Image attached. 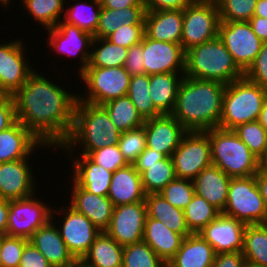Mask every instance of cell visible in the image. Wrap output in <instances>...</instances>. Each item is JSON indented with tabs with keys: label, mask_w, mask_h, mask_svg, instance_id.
<instances>
[{
	"label": "cell",
	"mask_w": 267,
	"mask_h": 267,
	"mask_svg": "<svg viewBox=\"0 0 267 267\" xmlns=\"http://www.w3.org/2000/svg\"><path fill=\"white\" fill-rule=\"evenodd\" d=\"M141 174L142 187L145 194L159 193L173 179L176 178L174 164L171 157L152 164H133Z\"/></svg>",
	"instance_id": "cell-34"
},
{
	"label": "cell",
	"mask_w": 267,
	"mask_h": 267,
	"mask_svg": "<svg viewBox=\"0 0 267 267\" xmlns=\"http://www.w3.org/2000/svg\"><path fill=\"white\" fill-rule=\"evenodd\" d=\"M164 157L162 153L146 147L133 164H152Z\"/></svg>",
	"instance_id": "cell-57"
},
{
	"label": "cell",
	"mask_w": 267,
	"mask_h": 267,
	"mask_svg": "<svg viewBox=\"0 0 267 267\" xmlns=\"http://www.w3.org/2000/svg\"><path fill=\"white\" fill-rule=\"evenodd\" d=\"M9 213V200L0 197V237L6 235Z\"/></svg>",
	"instance_id": "cell-59"
},
{
	"label": "cell",
	"mask_w": 267,
	"mask_h": 267,
	"mask_svg": "<svg viewBox=\"0 0 267 267\" xmlns=\"http://www.w3.org/2000/svg\"><path fill=\"white\" fill-rule=\"evenodd\" d=\"M244 76L257 85L267 89V43H263L252 65Z\"/></svg>",
	"instance_id": "cell-50"
},
{
	"label": "cell",
	"mask_w": 267,
	"mask_h": 267,
	"mask_svg": "<svg viewBox=\"0 0 267 267\" xmlns=\"http://www.w3.org/2000/svg\"><path fill=\"white\" fill-rule=\"evenodd\" d=\"M29 239L4 235L0 237L1 267H19L21 256Z\"/></svg>",
	"instance_id": "cell-47"
},
{
	"label": "cell",
	"mask_w": 267,
	"mask_h": 267,
	"mask_svg": "<svg viewBox=\"0 0 267 267\" xmlns=\"http://www.w3.org/2000/svg\"><path fill=\"white\" fill-rule=\"evenodd\" d=\"M218 37L244 73L252 65L264 43L252 31L248 21L220 22Z\"/></svg>",
	"instance_id": "cell-13"
},
{
	"label": "cell",
	"mask_w": 267,
	"mask_h": 267,
	"mask_svg": "<svg viewBox=\"0 0 267 267\" xmlns=\"http://www.w3.org/2000/svg\"><path fill=\"white\" fill-rule=\"evenodd\" d=\"M88 157L105 169L114 172L118 168L125 167L127 162L124 160L118 145H106L100 149L92 151Z\"/></svg>",
	"instance_id": "cell-48"
},
{
	"label": "cell",
	"mask_w": 267,
	"mask_h": 267,
	"mask_svg": "<svg viewBox=\"0 0 267 267\" xmlns=\"http://www.w3.org/2000/svg\"><path fill=\"white\" fill-rule=\"evenodd\" d=\"M48 47L56 54H62V56H77L80 60L78 62L79 75L88 65L91 56V44L93 35L83 29L68 24L61 20L55 27L46 29ZM64 54V55H63ZM79 55V56H78Z\"/></svg>",
	"instance_id": "cell-15"
},
{
	"label": "cell",
	"mask_w": 267,
	"mask_h": 267,
	"mask_svg": "<svg viewBox=\"0 0 267 267\" xmlns=\"http://www.w3.org/2000/svg\"><path fill=\"white\" fill-rule=\"evenodd\" d=\"M255 178L260 194L263 197L265 209L267 212V174L257 172L255 174Z\"/></svg>",
	"instance_id": "cell-60"
},
{
	"label": "cell",
	"mask_w": 267,
	"mask_h": 267,
	"mask_svg": "<svg viewBox=\"0 0 267 267\" xmlns=\"http://www.w3.org/2000/svg\"><path fill=\"white\" fill-rule=\"evenodd\" d=\"M118 146L127 164H133L146 148V131L144 126L122 132Z\"/></svg>",
	"instance_id": "cell-46"
},
{
	"label": "cell",
	"mask_w": 267,
	"mask_h": 267,
	"mask_svg": "<svg viewBox=\"0 0 267 267\" xmlns=\"http://www.w3.org/2000/svg\"><path fill=\"white\" fill-rule=\"evenodd\" d=\"M247 263L242 252L218 253L212 267H246Z\"/></svg>",
	"instance_id": "cell-55"
},
{
	"label": "cell",
	"mask_w": 267,
	"mask_h": 267,
	"mask_svg": "<svg viewBox=\"0 0 267 267\" xmlns=\"http://www.w3.org/2000/svg\"><path fill=\"white\" fill-rule=\"evenodd\" d=\"M220 21H249L254 16L257 0H218Z\"/></svg>",
	"instance_id": "cell-44"
},
{
	"label": "cell",
	"mask_w": 267,
	"mask_h": 267,
	"mask_svg": "<svg viewBox=\"0 0 267 267\" xmlns=\"http://www.w3.org/2000/svg\"><path fill=\"white\" fill-rule=\"evenodd\" d=\"M222 214L247 225L267 224V212L255 175L231 178Z\"/></svg>",
	"instance_id": "cell-8"
},
{
	"label": "cell",
	"mask_w": 267,
	"mask_h": 267,
	"mask_svg": "<svg viewBox=\"0 0 267 267\" xmlns=\"http://www.w3.org/2000/svg\"><path fill=\"white\" fill-rule=\"evenodd\" d=\"M254 16L267 18V0H257Z\"/></svg>",
	"instance_id": "cell-61"
},
{
	"label": "cell",
	"mask_w": 267,
	"mask_h": 267,
	"mask_svg": "<svg viewBox=\"0 0 267 267\" xmlns=\"http://www.w3.org/2000/svg\"><path fill=\"white\" fill-rule=\"evenodd\" d=\"M86 90L78 100L95 105L127 95L131 75L124 67H86L79 75Z\"/></svg>",
	"instance_id": "cell-7"
},
{
	"label": "cell",
	"mask_w": 267,
	"mask_h": 267,
	"mask_svg": "<svg viewBox=\"0 0 267 267\" xmlns=\"http://www.w3.org/2000/svg\"><path fill=\"white\" fill-rule=\"evenodd\" d=\"M36 71L13 95L16 120L42 143L57 149L72 131L78 94Z\"/></svg>",
	"instance_id": "cell-1"
},
{
	"label": "cell",
	"mask_w": 267,
	"mask_h": 267,
	"mask_svg": "<svg viewBox=\"0 0 267 267\" xmlns=\"http://www.w3.org/2000/svg\"><path fill=\"white\" fill-rule=\"evenodd\" d=\"M58 208H52L51 221L57 226L61 238L73 257L82 259L101 231L85 215L75 211L69 205ZM56 213L58 217L63 218H59L61 223L54 219Z\"/></svg>",
	"instance_id": "cell-10"
},
{
	"label": "cell",
	"mask_w": 267,
	"mask_h": 267,
	"mask_svg": "<svg viewBox=\"0 0 267 267\" xmlns=\"http://www.w3.org/2000/svg\"><path fill=\"white\" fill-rule=\"evenodd\" d=\"M120 135L121 132L102 105L77 100L72 131L59 149L66 151L68 155H74L81 147L79 154L88 156L103 146L118 145Z\"/></svg>",
	"instance_id": "cell-3"
},
{
	"label": "cell",
	"mask_w": 267,
	"mask_h": 267,
	"mask_svg": "<svg viewBox=\"0 0 267 267\" xmlns=\"http://www.w3.org/2000/svg\"><path fill=\"white\" fill-rule=\"evenodd\" d=\"M176 178L193 180L212 165L211 144L205 131H188L172 153Z\"/></svg>",
	"instance_id": "cell-11"
},
{
	"label": "cell",
	"mask_w": 267,
	"mask_h": 267,
	"mask_svg": "<svg viewBox=\"0 0 267 267\" xmlns=\"http://www.w3.org/2000/svg\"><path fill=\"white\" fill-rule=\"evenodd\" d=\"M159 194L172 206L184 210L195 192L192 180L175 178Z\"/></svg>",
	"instance_id": "cell-45"
},
{
	"label": "cell",
	"mask_w": 267,
	"mask_h": 267,
	"mask_svg": "<svg viewBox=\"0 0 267 267\" xmlns=\"http://www.w3.org/2000/svg\"><path fill=\"white\" fill-rule=\"evenodd\" d=\"M101 6L109 9H123L131 6H144L143 0H105Z\"/></svg>",
	"instance_id": "cell-58"
},
{
	"label": "cell",
	"mask_w": 267,
	"mask_h": 267,
	"mask_svg": "<svg viewBox=\"0 0 267 267\" xmlns=\"http://www.w3.org/2000/svg\"><path fill=\"white\" fill-rule=\"evenodd\" d=\"M198 1L217 2L218 0H198Z\"/></svg>",
	"instance_id": "cell-66"
},
{
	"label": "cell",
	"mask_w": 267,
	"mask_h": 267,
	"mask_svg": "<svg viewBox=\"0 0 267 267\" xmlns=\"http://www.w3.org/2000/svg\"><path fill=\"white\" fill-rule=\"evenodd\" d=\"M267 98V89L245 76L225 87L219 128L233 130L238 125L256 121Z\"/></svg>",
	"instance_id": "cell-5"
},
{
	"label": "cell",
	"mask_w": 267,
	"mask_h": 267,
	"mask_svg": "<svg viewBox=\"0 0 267 267\" xmlns=\"http://www.w3.org/2000/svg\"><path fill=\"white\" fill-rule=\"evenodd\" d=\"M146 217L145 202L116 206L105 233L123 247L142 241Z\"/></svg>",
	"instance_id": "cell-16"
},
{
	"label": "cell",
	"mask_w": 267,
	"mask_h": 267,
	"mask_svg": "<svg viewBox=\"0 0 267 267\" xmlns=\"http://www.w3.org/2000/svg\"><path fill=\"white\" fill-rule=\"evenodd\" d=\"M184 76L227 85L244 77V72L237 66L223 41L217 36L185 52Z\"/></svg>",
	"instance_id": "cell-4"
},
{
	"label": "cell",
	"mask_w": 267,
	"mask_h": 267,
	"mask_svg": "<svg viewBox=\"0 0 267 267\" xmlns=\"http://www.w3.org/2000/svg\"><path fill=\"white\" fill-rule=\"evenodd\" d=\"M114 207L135 202H145L141 174L133 164L118 168L113 172L108 196Z\"/></svg>",
	"instance_id": "cell-25"
},
{
	"label": "cell",
	"mask_w": 267,
	"mask_h": 267,
	"mask_svg": "<svg viewBox=\"0 0 267 267\" xmlns=\"http://www.w3.org/2000/svg\"><path fill=\"white\" fill-rule=\"evenodd\" d=\"M233 131L257 158L267 148V130L258 120L240 124Z\"/></svg>",
	"instance_id": "cell-43"
},
{
	"label": "cell",
	"mask_w": 267,
	"mask_h": 267,
	"mask_svg": "<svg viewBox=\"0 0 267 267\" xmlns=\"http://www.w3.org/2000/svg\"><path fill=\"white\" fill-rule=\"evenodd\" d=\"M216 253L214 248L199 234L186 236L167 267H212Z\"/></svg>",
	"instance_id": "cell-28"
},
{
	"label": "cell",
	"mask_w": 267,
	"mask_h": 267,
	"mask_svg": "<svg viewBox=\"0 0 267 267\" xmlns=\"http://www.w3.org/2000/svg\"><path fill=\"white\" fill-rule=\"evenodd\" d=\"M15 102L12 95L0 94V132L16 122Z\"/></svg>",
	"instance_id": "cell-52"
},
{
	"label": "cell",
	"mask_w": 267,
	"mask_h": 267,
	"mask_svg": "<svg viewBox=\"0 0 267 267\" xmlns=\"http://www.w3.org/2000/svg\"><path fill=\"white\" fill-rule=\"evenodd\" d=\"M145 74L184 73L185 51L181 43L162 42L143 36Z\"/></svg>",
	"instance_id": "cell-17"
},
{
	"label": "cell",
	"mask_w": 267,
	"mask_h": 267,
	"mask_svg": "<svg viewBox=\"0 0 267 267\" xmlns=\"http://www.w3.org/2000/svg\"><path fill=\"white\" fill-rule=\"evenodd\" d=\"M252 31L264 42L267 43V18L253 16L249 21Z\"/></svg>",
	"instance_id": "cell-56"
},
{
	"label": "cell",
	"mask_w": 267,
	"mask_h": 267,
	"mask_svg": "<svg viewBox=\"0 0 267 267\" xmlns=\"http://www.w3.org/2000/svg\"><path fill=\"white\" fill-rule=\"evenodd\" d=\"M194 0H143L146 11L184 10Z\"/></svg>",
	"instance_id": "cell-54"
},
{
	"label": "cell",
	"mask_w": 267,
	"mask_h": 267,
	"mask_svg": "<svg viewBox=\"0 0 267 267\" xmlns=\"http://www.w3.org/2000/svg\"><path fill=\"white\" fill-rule=\"evenodd\" d=\"M68 205L85 215L101 232L108 228L114 205L107 196L93 194L80 187L73 179Z\"/></svg>",
	"instance_id": "cell-21"
},
{
	"label": "cell",
	"mask_w": 267,
	"mask_h": 267,
	"mask_svg": "<svg viewBox=\"0 0 267 267\" xmlns=\"http://www.w3.org/2000/svg\"><path fill=\"white\" fill-rule=\"evenodd\" d=\"M182 25L183 10L146 11L144 34L152 40L180 43Z\"/></svg>",
	"instance_id": "cell-27"
},
{
	"label": "cell",
	"mask_w": 267,
	"mask_h": 267,
	"mask_svg": "<svg viewBox=\"0 0 267 267\" xmlns=\"http://www.w3.org/2000/svg\"><path fill=\"white\" fill-rule=\"evenodd\" d=\"M230 180V176L212 164L192 180L195 195L204 198L222 213L227 202Z\"/></svg>",
	"instance_id": "cell-26"
},
{
	"label": "cell",
	"mask_w": 267,
	"mask_h": 267,
	"mask_svg": "<svg viewBox=\"0 0 267 267\" xmlns=\"http://www.w3.org/2000/svg\"><path fill=\"white\" fill-rule=\"evenodd\" d=\"M38 193L16 200H9L6 235L29 239L39 228L51 220L53 207L37 199Z\"/></svg>",
	"instance_id": "cell-12"
},
{
	"label": "cell",
	"mask_w": 267,
	"mask_h": 267,
	"mask_svg": "<svg viewBox=\"0 0 267 267\" xmlns=\"http://www.w3.org/2000/svg\"><path fill=\"white\" fill-rule=\"evenodd\" d=\"M14 0H0V5L7 8V6H9V4H11Z\"/></svg>",
	"instance_id": "cell-65"
},
{
	"label": "cell",
	"mask_w": 267,
	"mask_h": 267,
	"mask_svg": "<svg viewBox=\"0 0 267 267\" xmlns=\"http://www.w3.org/2000/svg\"><path fill=\"white\" fill-rule=\"evenodd\" d=\"M127 96L144 120L162 115L154 107L153 101L150 98L148 74L131 76Z\"/></svg>",
	"instance_id": "cell-40"
},
{
	"label": "cell",
	"mask_w": 267,
	"mask_h": 267,
	"mask_svg": "<svg viewBox=\"0 0 267 267\" xmlns=\"http://www.w3.org/2000/svg\"><path fill=\"white\" fill-rule=\"evenodd\" d=\"M257 172L267 174V148L257 159Z\"/></svg>",
	"instance_id": "cell-62"
},
{
	"label": "cell",
	"mask_w": 267,
	"mask_h": 267,
	"mask_svg": "<svg viewBox=\"0 0 267 267\" xmlns=\"http://www.w3.org/2000/svg\"><path fill=\"white\" fill-rule=\"evenodd\" d=\"M29 242L38 249L52 267H69L75 260L60 236L57 226L50 220L39 228Z\"/></svg>",
	"instance_id": "cell-24"
},
{
	"label": "cell",
	"mask_w": 267,
	"mask_h": 267,
	"mask_svg": "<svg viewBox=\"0 0 267 267\" xmlns=\"http://www.w3.org/2000/svg\"><path fill=\"white\" fill-rule=\"evenodd\" d=\"M247 224L220 213L199 234L214 248L216 254L242 252Z\"/></svg>",
	"instance_id": "cell-19"
},
{
	"label": "cell",
	"mask_w": 267,
	"mask_h": 267,
	"mask_svg": "<svg viewBox=\"0 0 267 267\" xmlns=\"http://www.w3.org/2000/svg\"><path fill=\"white\" fill-rule=\"evenodd\" d=\"M69 267H94L86 263L83 259H75Z\"/></svg>",
	"instance_id": "cell-64"
},
{
	"label": "cell",
	"mask_w": 267,
	"mask_h": 267,
	"mask_svg": "<svg viewBox=\"0 0 267 267\" xmlns=\"http://www.w3.org/2000/svg\"><path fill=\"white\" fill-rule=\"evenodd\" d=\"M185 237L171 231L161 221L146 217L143 241L167 264L179 250Z\"/></svg>",
	"instance_id": "cell-29"
},
{
	"label": "cell",
	"mask_w": 267,
	"mask_h": 267,
	"mask_svg": "<svg viewBox=\"0 0 267 267\" xmlns=\"http://www.w3.org/2000/svg\"><path fill=\"white\" fill-rule=\"evenodd\" d=\"M146 147L171 157L188 132L171 114L145 120Z\"/></svg>",
	"instance_id": "cell-20"
},
{
	"label": "cell",
	"mask_w": 267,
	"mask_h": 267,
	"mask_svg": "<svg viewBox=\"0 0 267 267\" xmlns=\"http://www.w3.org/2000/svg\"><path fill=\"white\" fill-rule=\"evenodd\" d=\"M184 73H160L149 76V93L154 107L161 114H171Z\"/></svg>",
	"instance_id": "cell-30"
},
{
	"label": "cell",
	"mask_w": 267,
	"mask_h": 267,
	"mask_svg": "<svg viewBox=\"0 0 267 267\" xmlns=\"http://www.w3.org/2000/svg\"><path fill=\"white\" fill-rule=\"evenodd\" d=\"M257 120L267 130V98L263 102L262 110Z\"/></svg>",
	"instance_id": "cell-63"
},
{
	"label": "cell",
	"mask_w": 267,
	"mask_h": 267,
	"mask_svg": "<svg viewBox=\"0 0 267 267\" xmlns=\"http://www.w3.org/2000/svg\"><path fill=\"white\" fill-rule=\"evenodd\" d=\"M51 147L42 143L30 130L16 121L8 129L0 132V163L30 159L37 149ZM33 152V153H32ZM30 157V158H29Z\"/></svg>",
	"instance_id": "cell-22"
},
{
	"label": "cell",
	"mask_w": 267,
	"mask_h": 267,
	"mask_svg": "<svg viewBox=\"0 0 267 267\" xmlns=\"http://www.w3.org/2000/svg\"><path fill=\"white\" fill-rule=\"evenodd\" d=\"M145 203L148 217L161 221L171 231L184 237L192 234L186 224L184 210L172 206L159 193L147 194Z\"/></svg>",
	"instance_id": "cell-31"
},
{
	"label": "cell",
	"mask_w": 267,
	"mask_h": 267,
	"mask_svg": "<svg viewBox=\"0 0 267 267\" xmlns=\"http://www.w3.org/2000/svg\"><path fill=\"white\" fill-rule=\"evenodd\" d=\"M128 48L116 45L106 38H93L87 67H124Z\"/></svg>",
	"instance_id": "cell-39"
},
{
	"label": "cell",
	"mask_w": 267,
	"mask_h": 267,
	"mask_svg": "<svg viewBox=\"0 0 267 267\" xmlns=\"http://www.w3.org/2000/svg\"><path fill=\"white\" fill-rule=\"evenodd\" d=\"M144 6H131L123 9L103 8L94 38H106L122 25H144Z\"/></svg>",
	"instance_id": "cell-32"
},
{
	"label": "cell",
	"mask_w": 267,
	"mask_h": 267,
	"mask_svg": "<svg viewBox=\"0 0 267 267\" xmlns=\"http://www.w3.org/2000/svg\"><path fill=\"white\" fill-rule=\"evenodd\" d=\"M71 156V157H70ZM73 165L71 178L85 190L100 196H108L113 172L92 161L87 155H68Z\"/></svg>",
	"instance_id": "cell-23"
},
{
	"label": "cell",
	"mask_w": 267,
	"mask_h": 267,
	"mask_svg": "<svg viewBox=\"0 0 267 267\" xmlns=\"http://www.w3.org/2000/svg\"><path fill=\"white\" fill-rule=\"evenodd\" d=\"M122 258L123 246L100 232L82 259L94 267H122Z\"/></svg>",
	"instance_id": "cell-33"
},
{
	"label": "cell",
	"mask_w": 267,
	"mask_h": 267,
	"mask_svg": "<svg viewBox=\"0 0 267 267\" xmlns=\"http://www.w3.org/2000/svg\"><path fill=\"white\" fill-rule=\"evenodd\" d=\"M143 38L138 44L128 48L126 62L124 65L125 70L131 75L145 74V67L143 64Z\"/></svg>",
	"instance_id": "cell-51"
},
{
	"label": "cell",
	"mask_w": 267,
	"mask_h": 267,
	"mask_svg": "<svg viewBox=\"0 0 267 267\" xmlns=\"http://www.w3.org/2000/svg\"><path fill=\"white\" fill-rule=\"evenodd\" d=\"M80 1L78 0V3L75 2L70 7L67 5L68 1L66 2L62 20L94 35L99 23L102 6L96 0H90V2L86 0Z\"/></svg>",
	"instance_id": "cell-37"
},
{
	"label": "cell",
	"mask_w": 267,
	"mask_h": 267,
	"mask_svg": "<svg viewBox=\"0 0 267 267\" xmlns=\"http://www.w3.org/2000/svg\"><path fill=\"white\" fill-rule=\"evenodd\" d=\"M30 159L0 163V197L7 200L27 198L35 193L37 182ZM35 176V177H34Z\"/></svg>",
	"instance_id": "cell-18"
},
{
	"label": "cell",
	"mask_w": 267,
	"mask_h": 267,
	"mask_svg": "<svg viewBox=\"0 0 267 267\" xmlns=\"http://www.w3.org/2000/svg\"><path fill=\"white\" fill-rule=\"evenodd\" d=\"M144 25H122L106 37L113 44L130 48L142 41Z\"/></svg>",
	"instance_id": "cell-49"
},
{
	"label": "cell",
	"mask_w": 267,
	"mask_h": 267,
	"mask_svg": "<svg viewBox=\"0 0 267 267\" xmlns=\"http://www.w3.org/2000/svg\"><path fill=\"white\" fill-rule=\"evenodd\" d=\"M246 267H259V266H255V265H252V264H247Z\"/></svg>",
	"instance_id": "cell-67"
},
{
	"label": "cell",
	"mask_w": 267,
	"mask_h": 267,
	"mask_svg": "<svg viewBox=\"0 0 267 267\" xmlns=\"http://www.w3.org/2000/svg\"><path fill=\"white\" fill-rule=\"evenodd\" d=\"M0 267H1V246H0Z\"/></svg>",
	"instance_id": "cell-69"
},
{
	"label": "cell",
	"mask_w": 267,
	"mask_h": 267,
	"mask_svg": "<svg viewBox=\"0 0 267 267\" xmlns=\"http://www.w3.org/2000/svg\"><path fill=\"white\" fill-rule=\"evenodd\" d=\"M19 267H52L47 259L34 247L30 242H28L25 247L23 254L21 256Z\"/></svg>",
	"instance_id": "cell-53"
},
{
	"label": "cell",
	"mask_w": 267,
	"mask_h": 267,
	"mask_svg": "<svg viewBox=\"0 0 267 267\" xmlns=\"http://www.w3.org/2000/svg\"><path fill=\"white\" fill-rule=\"evenodd\" d=\"M211 144L212 164L231 178L257 173V157L233 130L219 127L205 131Z\"/></svg>",
	"instance_id": "cell-6"
},
{
	"label": "cell",
	"mask_w": 267,
	"mask_h": 267,
	"mask_svg": "<svg viewBox=\"0 0 267 267\" xmlns=\"http://www.w3.org/2000/svg\"><path fill=\"white\" fill-rule=\"evenodd\" d=\"M226 85L184 76L171 115L187 131H208L219 127Z\"/></svg>",
	"instance_id": "cell-2"
},
{
	"label": "cell",
	"mask_w": 267,
	"mask_h": 267,
	"mask_svg": "<svg viewBox=\"0 0 267 267\" xmlns=\"http://www.w3.org/2000/svg\"><path fill=\"white\" fill-rule=\"evenodd\" d=\"M102 106L121 133L142 127L145 123V120L127 95L110 100Z\"/></svg>",
	"instance_id": "cell-36"
},
{
	"label": "cell",
	"mask_w": 267,
	"mask_h": 267,
	"mask_svg": "<svg viewBox=\"0 0 267 267\" xmlns=\"http://www.w3.org/2000/svg\"><path fill=\"white\" fill-rule=\"evenodd\" d=\"M220 22L216 2L194 0L183 10L180 43L184 51L216 38Z\"/></svg>",
	"instance_id": "cell-9"
},
{
	"label": "cell",
	"mask_w": 267,
	"mask_h": 267,
	"mask_svg": "<svg viewBox=\"0 0 267 267\" xmlns=\"http://www.w3.org/2000/svg\"><path fill=\"white\" fill-rule=\"evenodd\" d=\"M96 1L102 4L105 0H96Z\"/></svg>",
	"instance_id": "cell-68"
},
{
	"label": "cell",
	"mask_w": 267,
	"mask_h": 267,
	"mask_svg": "<svg viewBox=\"0 0 267 267\" xmlns=\"http://www.w3.org/2000/svg\"><path fill=\"white\" fill-rule=\"evenodd\" d=\"M242 253L247 264L267 267V224L246 226Z\"/></svg>",
	"instance_id": "cell-35"
},
{
	"label": "cell",
	"mask_w": 267,
	"mask_h": 267,
	"mask_svg": "<svg viewBox=\"0 0 267 267\" xmlns=\"http://www.w3.org/2000/svg\"><path fill=\"white\" fill-rule=\"evenodd\" d=\"M122 267H167V265L142 240L123 247Z\"/></svg>",
	"instance_id": "cell-42"
},
{
	"label": "cell",
	"mask_w": 267,
	"mask_h": 267,
	"mask_svg": "<svg viewBox=\"0 0 267 267\" xmlns=\"http://www.w3.org/2000/svg\"><path fill=\"white\" fill-rule=\"evenodd\" d=\"M65 3V0H21L29 17L45 30L55 27L63 19Z\"/></svg>",
	"instance_id": "cell-38"
},
{
	"label": "cell",
	"mask_w": 267,
	"mask_h": 267,
	"mask_svg": "<svg viewBox=\"0 0 267 267\" xmlns=\"http://www.w3.org/2000/svg\"><path fill=\"white\" fill-rule=\"evenodd\" d=\"M25 47L21 38L0 42V94L13 96L35 70L26 57Z\"/></svg>",
	"instance_id": "cell-14"
},
{
	"label": "cell",
	"mask_w": 267,
	"mask_h": 267,
	"mask_svg": "<svg viewBox=\"0 0 267 267\" xmlns=\"http://www.w3.org/2000/svg\"><path fill=\"white\" fill-rule=\"evenodd\" d=\"M220 213L217 208L198 195H194L184 209L186 224L191 233H199Z\"/></svg>",
	"instance_id": "cell-41"
}]
</instances>
